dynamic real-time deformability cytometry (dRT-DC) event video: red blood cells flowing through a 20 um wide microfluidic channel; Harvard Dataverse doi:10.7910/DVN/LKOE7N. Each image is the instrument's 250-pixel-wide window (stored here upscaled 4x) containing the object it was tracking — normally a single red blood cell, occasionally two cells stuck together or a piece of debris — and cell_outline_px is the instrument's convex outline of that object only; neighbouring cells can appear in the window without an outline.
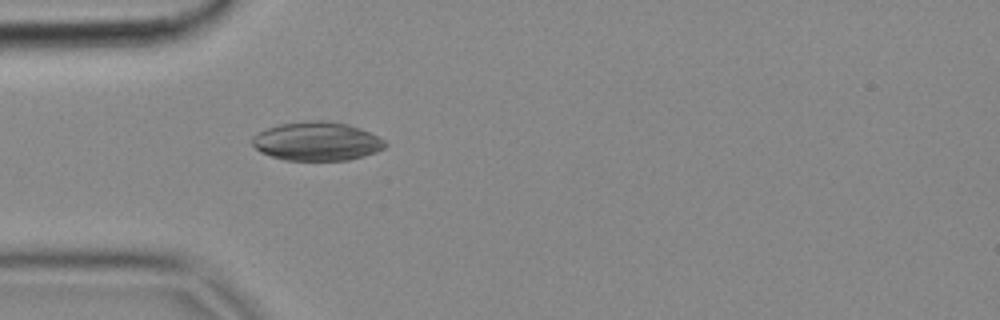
{"species": "common noctule bat (a hibernating species)", "species_latin": "Nyctalus noctula", "temperature_condition": "cold", "stored_images_in_passage": 4, "camera_frame_rate_fps": 3000, "um_per_image_px": 0.085, "animal": {"sex": "female", "body_mass_g": 18.4}, "frame": {"image": 1, "passage_image": 4, "time_ms": 1.0, "image_size_px": [1000, 320], "cell_outline_px": [[388, 144], [384, 148], [376, 152], [364, 156], [348, 160], [284, 160], [260, 152], [252, 144], [252, 136], [268, 128], [280, 124], [312, 120], [320, 120], [348, 124], [360, 128], [384, 140]], "centroid_in_image_um": [26.94, 12.02], "position_along_channel_um": 58.1, "area_um2": 29.82}}